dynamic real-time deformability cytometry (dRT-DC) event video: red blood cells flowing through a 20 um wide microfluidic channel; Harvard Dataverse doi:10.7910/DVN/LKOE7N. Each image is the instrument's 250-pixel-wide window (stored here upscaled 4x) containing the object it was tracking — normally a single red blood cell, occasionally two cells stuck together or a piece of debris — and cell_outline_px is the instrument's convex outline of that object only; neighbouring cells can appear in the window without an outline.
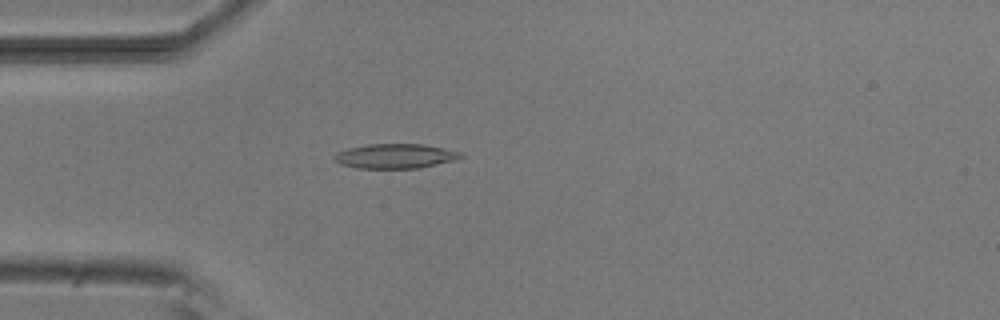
{"species": "common noctule bat (a hibernating species)", "species_latin": "Nyctalus noctula", "temperature_condition": "room temperature", "stored_images_in_passage": 2, "camera_frame_rate_fps": 3000, "um_per_image_px": 0.085, "animal": {"sex": "male", "body_mass_g": 20.5, "forearm_length_mm": 52.5}, "frame": {"image": 1, "passage_image": 2, "time_ms": 1.333, "image_size_px": [1000, 320], "cell_outline_px": [[464, 156], [456, 160], [420, 168], [356, 168], [340, 164], [332, 156], [336, 152], [348, 148], [368, 144], [424, 144], [464, 152]], "centroid_in_image_um": [33.63, 13.26], "position_along_channel_um": 51.4, "area_um2": 18.32}}